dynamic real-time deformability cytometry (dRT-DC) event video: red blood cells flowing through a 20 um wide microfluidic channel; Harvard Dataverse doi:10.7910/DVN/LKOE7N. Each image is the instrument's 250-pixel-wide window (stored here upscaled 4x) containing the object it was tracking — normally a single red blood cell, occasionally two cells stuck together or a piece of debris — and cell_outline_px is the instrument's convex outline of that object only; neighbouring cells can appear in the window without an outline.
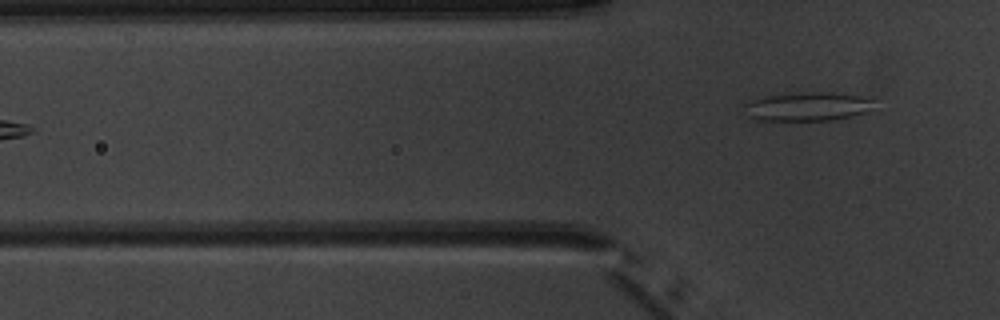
{"species": "common noctule bat (a hibernating species)", "species_latin": "Nyctalus noctula", "temperature_condition": "warm", "stored_images_in_passage": 6, "camera_frame_rate_fps": 3000, "um_per_image_px": 0.085, "animal": {"sex": "male", "body_mass_g": 20.1, "forearm_length_mm": 53.5}, "frame": {"image": 1, "passage_image": 6, "time_ms": 6.0, "image_size_px": [1000, 320], "cell_outline_px": [[872, 100], [864, 112], [852, 116], [832, 120], [756, 120], [748, 116], [744, 104], [748, 100], [764, 96], [808, 92], [832, 92], [860, 96]], "centroid_in_image_um": [68.54, 9.05], "position_along_channel_um": 57.3, "area_um2": 21.33}}